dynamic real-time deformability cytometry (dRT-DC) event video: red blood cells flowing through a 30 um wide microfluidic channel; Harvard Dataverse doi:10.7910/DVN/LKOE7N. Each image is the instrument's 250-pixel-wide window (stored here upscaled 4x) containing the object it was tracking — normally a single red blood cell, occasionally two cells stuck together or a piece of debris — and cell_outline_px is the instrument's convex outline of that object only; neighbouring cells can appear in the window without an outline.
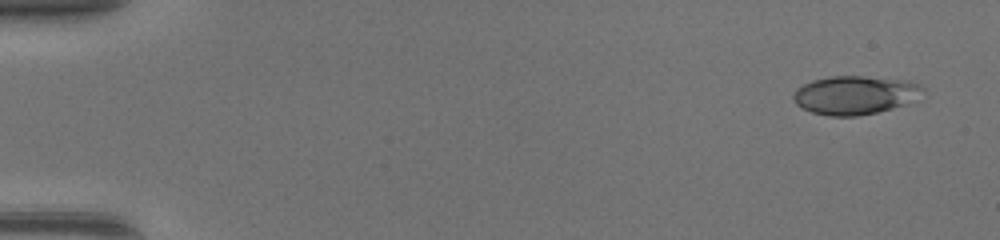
{"species": "common noctule bat (a hibernating species)", "species_latin": "Nyctalus noctula", "temperature_condition": "warm", "stored_images_in_passage": 47, "camera_frame_rate_fps": 3000, "um_per_image_px": 0.085, "animal": {"sex": "female", "body_mass_g": 17.0, "forearm_length_mm": 48.0}, "frame": {"image": 1, "passage_image": 2, "time_ms": 0.333, "image_size_px": [1000, 240], "cell_outline_px": [[924, 88], [904, 104], [892, 108], [876, 112], [856, 116], [828, 116], [812, 112], [796, 104], [792, 96], [796, 88], [812, 80], [828, 76], [860, 76], [908, 80], [920, 84]], "centroid_in_image_um": [72.59, 8.07], "position_along_channel_um": 12.4, "area_um2": 28.67}}
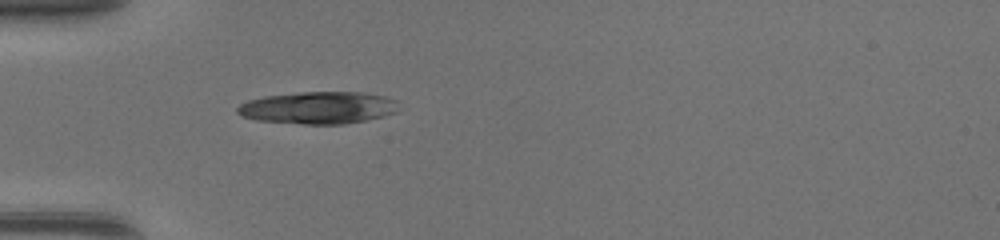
{"frame": {"image": 2, "passage_image": 15, "time_ms": 4.667, "image_size_px": [1000, 240], "cell_outline_px": [[400, 112], [384, 116], [344, 124], [304, 124], [256, 120], [240, 116], [236, 112], [236, 108], [240, 104], [248, 100], [264, 96], [300, 92], [364, 92], [384, 96], [400, 100]], "centroid_in_image_um": [27.11, 9.15], "position_along_channel_um": 57.9, "area_um2": 30.75}}